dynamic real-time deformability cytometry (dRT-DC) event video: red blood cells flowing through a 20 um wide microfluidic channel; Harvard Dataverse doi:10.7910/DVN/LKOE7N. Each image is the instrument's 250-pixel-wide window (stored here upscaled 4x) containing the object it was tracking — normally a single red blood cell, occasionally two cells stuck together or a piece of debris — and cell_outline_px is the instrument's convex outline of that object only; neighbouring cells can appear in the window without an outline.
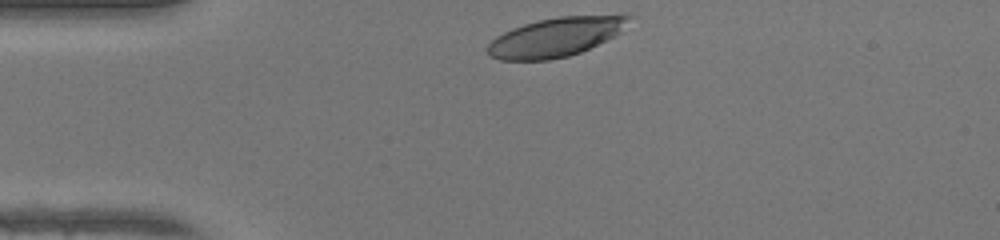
{"species": "human", "species_latin": "Homo sapiens", "temperature_condition": "warm", "stored_images_in_passage": 30, "camera_frame_rate_fps": 3000, "um_per_image_px": 0.085, "donor": {"sex": "female"}, "frame": {"image": 1, "passage_image": 1, "time_ms": 0.0, "image_size_px": [1000, 240], "cell_outline_px": [[632, 16], [620, 32], [616, 36], [580, 52], [568, 56], [548, 60], [500, 60], [492, 56], [484, 48], [496, 36], [512, 28], [536, 20], [560, 16], [624, 12], [628, 12]], "centroid_in_image_um": [47.32, 3.1], "position_along_channel_um": 37.7, "area_um2": 32.89}}
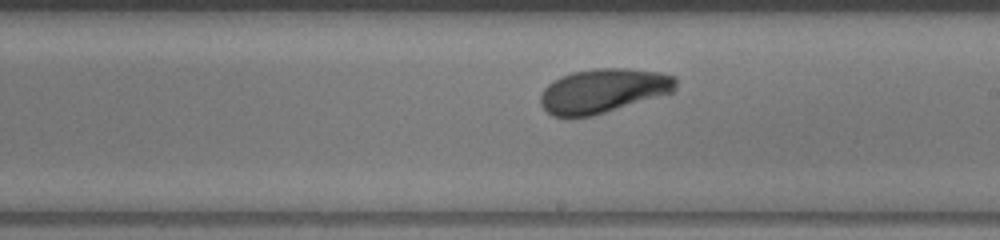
{"frame": {"image": 2, "passage_image": 18, "time_ms": 5.667, "image_size_px": [1000, 240], "cell_outline_px": [[676, 88], [672, 92], [592, 116], [552, 116], [540, 104], [540, 96], [544, 88], [552, 80], [560, 76], [572, 72], [592, 68], [628, 68], [660, 72], [676, 76]], "centroid_in_image_um": [51.25, 7.69], "position_along_channel_um": 237.7, "area_um2": 34.8}}
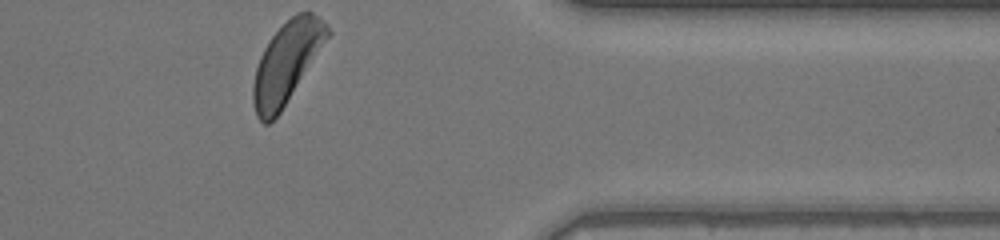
{"frame": {"image": 3, "passage_image": 30, "time_ms": 9.667, "image_size_px": [1000, 240], "cell_outline_px": [[332, 32], [280, 112], [268, 124], [264, 124], [256, 116], [252, 100], [252, 84], [256, 68], [260, 56], [268, 40], [296, 12], [312, 12], [328, 24]], "centroid_in_image_um": [24.36, 5.31], "position_along_channel_um": 387.0, "area_um2": 34.62}, "authors_computed_cell_mechanics": {"area_um2": 34.5933, "velocity_mm_per_s": 4.1848, "shape_relaxation_time_tau1_ms": 1.9497, "shape_relaxation_time_tau2_ms": 10.8536, "deformation_change_tau1": 0.1367, "deformation_change_tau2": 0.2086}}